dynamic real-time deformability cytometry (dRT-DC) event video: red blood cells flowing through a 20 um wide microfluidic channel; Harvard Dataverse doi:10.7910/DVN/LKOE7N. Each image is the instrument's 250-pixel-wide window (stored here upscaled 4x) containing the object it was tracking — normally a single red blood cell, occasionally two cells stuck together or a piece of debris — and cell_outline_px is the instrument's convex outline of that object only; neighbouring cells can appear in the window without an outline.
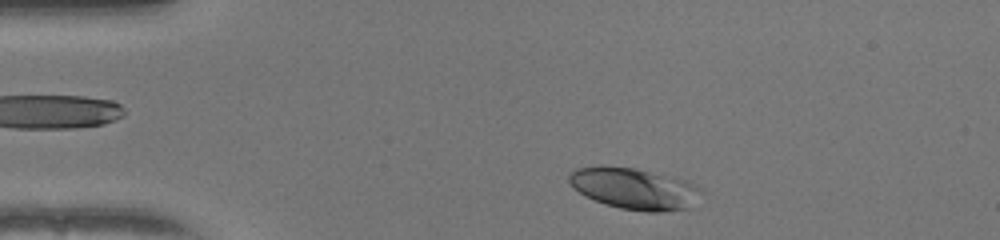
{"species": "human", "species_latin": "Homo sapiens", "temperature_condition": "warm", "stored_images_in_passage": 44, "camera_frame_rate_fps": 3000, "um_per_image_px": 0.085, "donor": {"sex": "female"}, "frame": {"image": 1, "passage_image": 2, "time_ms": 0.333, "image_size_px": [1000, 240], "cell_outline_px": [[700, 192], [688, 208], [660, 212], [648, 212], [620, 208], [604, 204], [584, 196], [568, 180], [568, 172], [576, 168], [600, 164], [636, 168], [676, 176], [696, 184], [700, 188]], "centroid_in_image_um": [53.87, 15.99], "position_along_channel_um": 31.1, "area_um2": 32.25}}
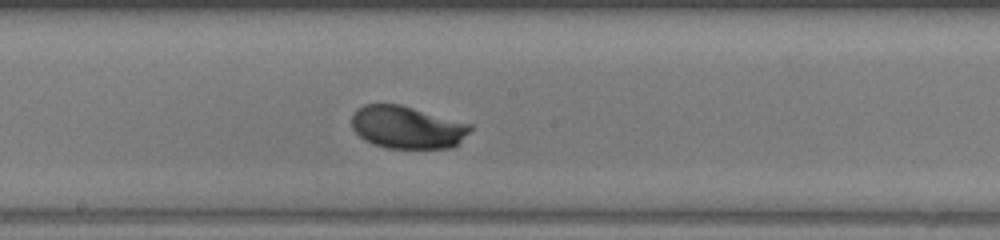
{"frame": {"image": 2, "passage_image": 20, "time_ms": 6.333, "image_size_px": [1000, 240], "cell_outline_px": [[472, 128], [452, 148], [388, 148], [372, 144], [364, 140], [352, 128], [352, 116], [356, 108], [364, 104], [400, 104], [472, 124]], "centroid_in_image_um": [34.57, 10.81], "position_along_channel_um": 213.6, "area_um2": 29.36}}
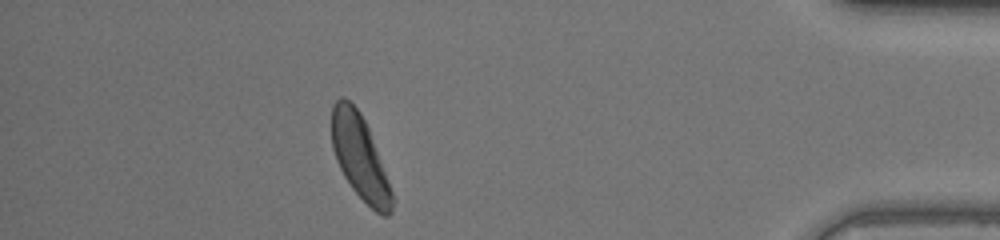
{"frame": {"image": 3, "passage_image": 38, "time_ms": 12.333, "image_size_px": [1000, 240], "cell_outline_px": [[396, 200], [392, 212], [388, 216], [380, 216], [352, 188], [344, 176], [336, 160], [332, 148], [332, 104], [340, 96], [344, 96], [360, 112], [368, 128]], "centroid_in_image_um": [30.6, 13.39], "position_along_channel_um": 404.6, "area_um2": 29.48}, "authors_computed_cell_mechanics": {"area_um2": 29.5069, "velocity_mm_per_s": 3.9961, "shape_relaxation_time_tau1_ms": 2.2124, "shape_relaxation_time_tau2_ms": null, "deformation_change_tau1": 0.1268, "deformation_change_tau2": null}}